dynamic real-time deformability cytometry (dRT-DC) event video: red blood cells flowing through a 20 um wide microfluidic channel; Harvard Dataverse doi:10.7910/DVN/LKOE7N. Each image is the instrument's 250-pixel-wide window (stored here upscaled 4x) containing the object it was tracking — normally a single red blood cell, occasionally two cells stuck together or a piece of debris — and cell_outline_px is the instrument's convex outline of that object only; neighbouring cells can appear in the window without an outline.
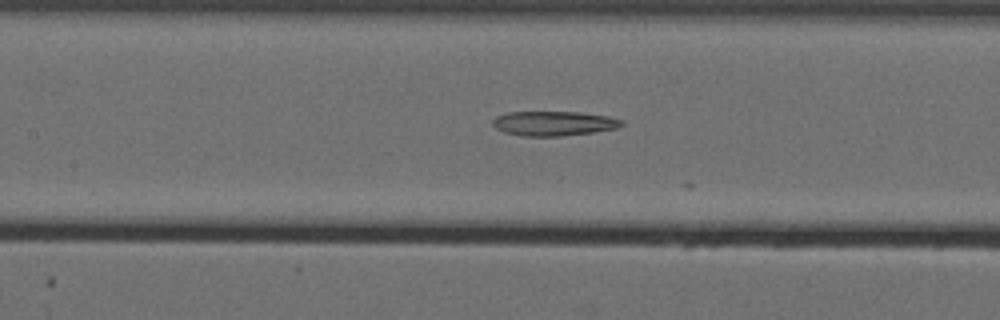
{"species": "Egyptian fruit bat (a non-hibernating species)", "species_latin": "Rousettus aegyptiacus", "temperature_condition": "cold", "stored_images_in_passage": 27, "camera_frame_rate_fps": 3000, "um_per_image_px": 0.085, "animal": {"sex": "female"}, "frame": {"image": 1, "passage_image": 26, "time_ms": 8.333, "image_size_px": [1000, 320], "cell_outline_px": [[624, 124], [616, 128], [596, 132], [560, 136], [520, 136], [504, 132], [496, 128], [492, 124], [492, 120], [496, 116], [508, 112], [580, 112], [608, 116], [624, 120]], "centroid_in_image_um": [47.07, 10.49], "position_along_channel_um": 160.3, "area_um2": 18.61}}